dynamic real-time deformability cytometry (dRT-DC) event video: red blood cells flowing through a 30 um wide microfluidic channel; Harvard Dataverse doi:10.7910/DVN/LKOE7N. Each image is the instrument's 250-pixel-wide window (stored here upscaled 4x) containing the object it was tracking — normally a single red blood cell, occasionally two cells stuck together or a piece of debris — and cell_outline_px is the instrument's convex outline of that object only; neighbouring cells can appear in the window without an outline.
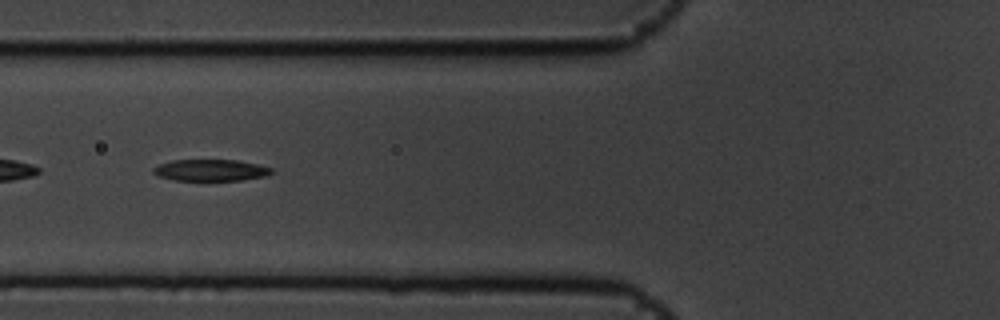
{"species": "common noctule bat (a hibernating species)", "species_latin": "Nyctalus noctula", "temperature_condition": "cold", "stored_images_in_passage": 6, "camera_frame_rate_fps": 3000, "um_per_image_px": 0.085, "animal": {"sex": "male", "body_mass_g": 19.5, "forearm_length_mm": 54.6}, "frame": {"image": 1, "passage_image": 6, "time_ms": 1.667, "image_size_px": [1000, 320], "cell_outline_px": [[272, 172], [268, 176], [240, 180], [172, 180], [156, 176], [152, 172], [152, 168], [160, 164], [172, 160], [236, 160], [256, 164], [272, 168]], "centroid_in_image_um": [17.87, 14.47], "position_along_channel_um": 107.9, "area_um2": 14.85}}